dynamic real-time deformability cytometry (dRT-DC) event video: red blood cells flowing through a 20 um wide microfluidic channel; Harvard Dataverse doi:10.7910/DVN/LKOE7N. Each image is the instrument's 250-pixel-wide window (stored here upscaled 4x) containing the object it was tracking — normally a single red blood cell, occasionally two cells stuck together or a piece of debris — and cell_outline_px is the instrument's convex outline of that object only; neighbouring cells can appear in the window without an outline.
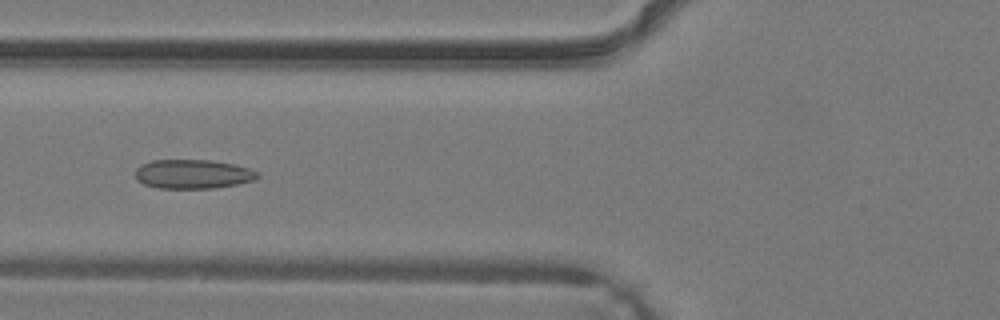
{"species": "common noctule bat (a hibernating species)", "species_latin": "Nyctalus noctula", "temperature_condition": "warm", "stored_images_in_passage": 38, "camera_frame_rate_fps": 3000, "um_per_image_px": 0.085, "animal": {"sex": "male", "body_mass_g": 19.2, "forearm_length_mm": 51.8}, "frame": {"image": 1, "passage_image": 15, "time_ms": 4.667, "image_size_px": [1000, 320], "cell_outline_px": [[260, 176], [252, 180], [236, 184], [212, 188], [156, 188], [144, 184], [136, 180], [136, 168], [140, 164], [152, 160], [212, 160], [236, 164], [260, 172]], "centroid_in_image_um": [16.38, 14.79], "position_along_channel_um": 109.4, "area_um2": 20.87}}
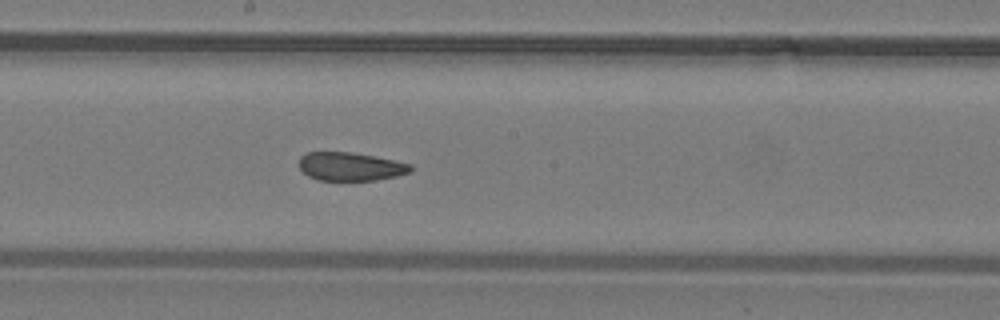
{"frame": {"image": 2, "passage_image": 21, "time_ms": 6.667, "image_size_px": [1000, 320], "cell_outline_px": [[412, 172], [396, 176], [376, 180], [316, 180], [308, 176], [300, 168], [300, 156], [308, 152], [352, 152], [376, 156], [412, 164]], "centroid_in_image_um": [29.81, 14.15], "position_along_channel_um": 218.4, "area_um2": 18.55}}
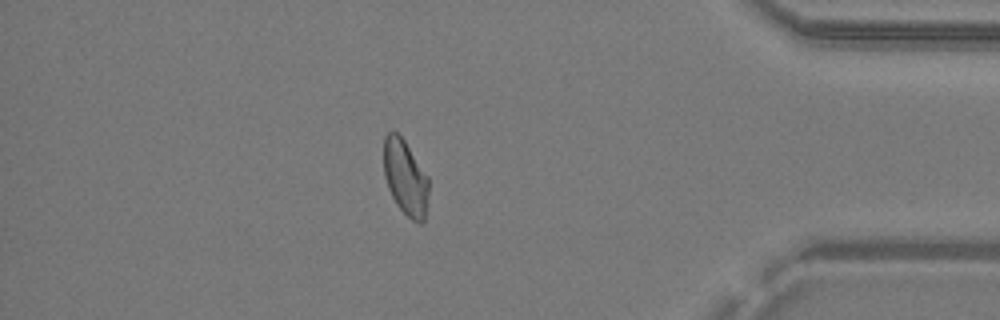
{"frame": {"image": 3, "passage_image": 33, "time_ms": 10.667, "image_size_px": [1000, 320], "cell_outline_px": [[428, 192], [424, 220], [420, 224], [412, 220], [396, 204], [388, 188], [384, 176], [384, 136], [388, 132], [396, 132], [404, 140], [428, 176]], "centroid_in_image_um": [34.44, 15.09], "position_along_channel_um": 400.8, "area_um2": 19.54}}